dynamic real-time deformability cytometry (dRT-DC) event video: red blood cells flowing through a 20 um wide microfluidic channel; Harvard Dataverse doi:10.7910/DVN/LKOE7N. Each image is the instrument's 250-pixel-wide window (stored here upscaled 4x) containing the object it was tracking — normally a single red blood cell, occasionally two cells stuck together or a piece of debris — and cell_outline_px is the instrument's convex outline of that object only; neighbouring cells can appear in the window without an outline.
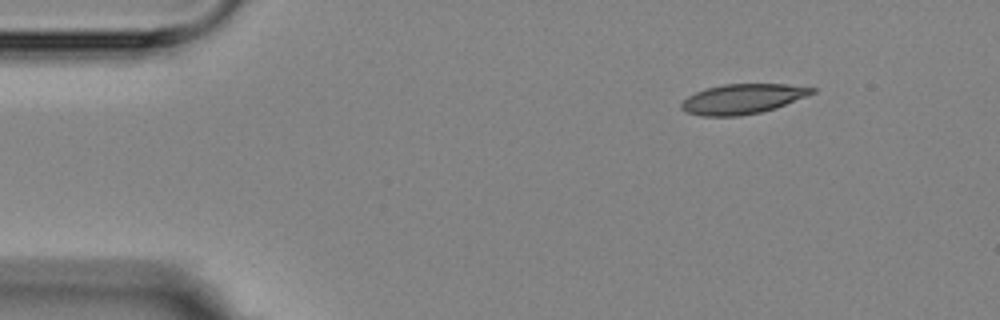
{"species": "Egyptian fruit bat (a non-hibernating species)", "species_latin": "Rousettus aegyptiacus", "temperature_condition": "room temperature", "stored_images_in_passage": 5, "camera_frame_rate_fps": 3000, "um_per_image_px": 0.085, "animal": {"sex": "female"}, "frame": {"image": 1, "passage_image": 1, "time_ms": 0.0, "image_size_px": [1000, 320], "cell_outline_px": [[816, 92], [776, 108], [760, 112], [740, 116], [704, 116], [688, 112], [680, 108], [680, 104], [688, 96], [696, 92], [708, 88], [724, 84], [788, 84], [816, 88]], "centroid_in_image_um": [63.14, 8.4], "position_along_channel_um": 21.9, "area_um2": 22.6}}
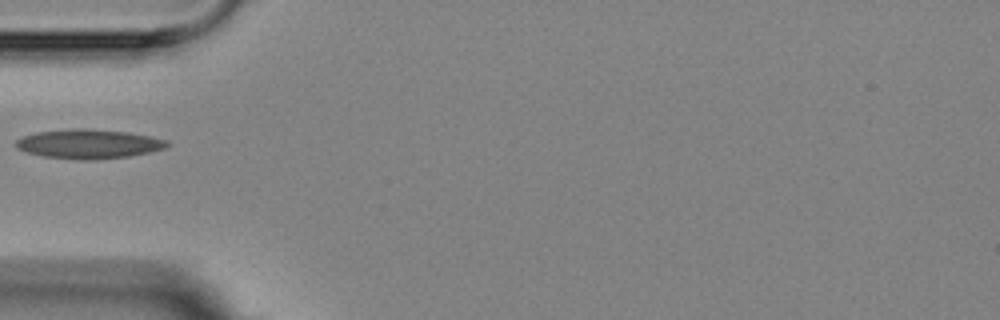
{"frame": {"image": 2, "passage_image": 4, "time_ms": 3.667, "image_size_px": [1000, 320], "cell_outline_px": [[172, 144], [164, 148], [148, 152], [128, 156], [96, 160], [76, 160], [40, 156], [16, 148], [12, 144], [16, 140], [24, 136], [36, 132], [72, 128], [84, 128], [128, 132], [168, 140]], "centroid_in_image_um": [7.5, 12.24], "position_along_channel_um": 77.5, "area_um2": 26.01}}
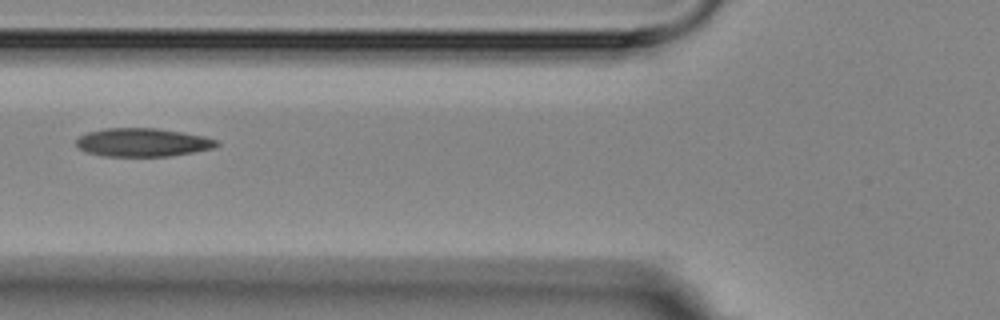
{"frame": {"image": 3, "passage_image": 5, "time_ms": 4.667, "image_size_px": [1000, 320], "cell_outline_px": [[220, 144], [216, 148], [172, 156], [104, 156], [88, 152], [80, 148], [76, 144], [76, 140], [80, 136], [88, 132], [104, 128], [156, 128], [204, 136], [216, 140]], "centroid_in_image_um": [12.16, 12.1], "position_along_channel_um": 113.6, "area_um2": 23.18}}